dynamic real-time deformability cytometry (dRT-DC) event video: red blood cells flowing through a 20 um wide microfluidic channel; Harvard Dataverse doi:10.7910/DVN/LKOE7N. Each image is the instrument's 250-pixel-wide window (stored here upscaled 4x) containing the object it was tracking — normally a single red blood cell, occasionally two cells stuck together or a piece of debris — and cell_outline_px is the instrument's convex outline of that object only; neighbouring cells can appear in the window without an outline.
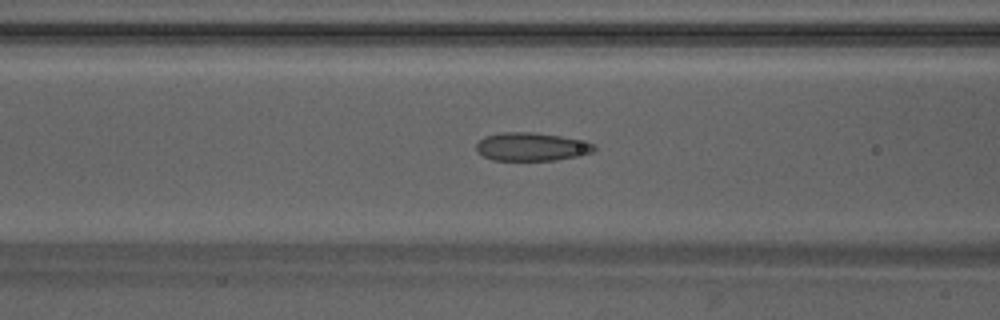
{"species": "Egyptian fruit bat (a non-hibernating species)", "species_latin": "Rousettus aegyptiacus", "temperature_condition": "warm", "stored_images_in_passage": 47, "camera_frame_rate_fps": 3000, "um_per_image_px": 0.085, "animal": {"sex": "male"}, "frame": {"image": 1, "passage_image": 20, "time_ms": 6.333, "image_size_px": [1000, 320], "cell_outline_px": [[596, 148], [592, 152], [576, 156], [556, 160], [492, 160], [476, 152], [476, 144], [484, 136], [500, 132], [532, 132], [560, 136], [592, 144]], "centroid_in_image_um": [45.09, 12.47], "position_along_channel_um": 121.5, "area_um2": 19.19}}
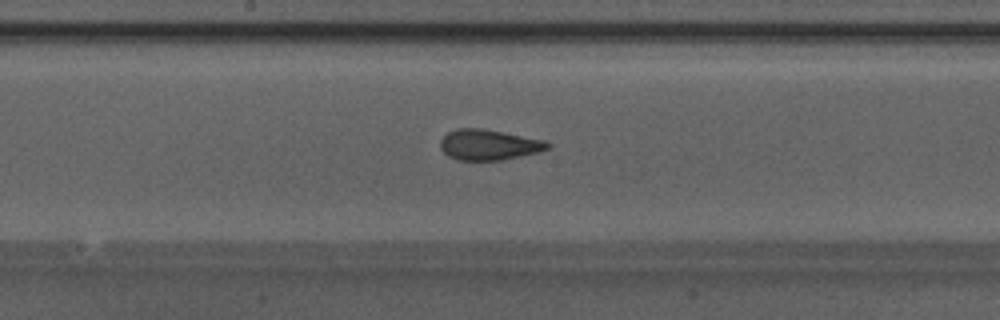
{"frame": {"image": 2, "passage_image": 26, "time_ms": 8.333, "image_size_px": [1000, 320], "cell_outline_px": [[552, 144], [548, 148], [540, 152], [500, 160], [456, 160], [448, 156], [440, 148], [440, 140], [448, 132], [456, 128], [484, 128], [544, 140]], "centroid_in_image_um": [41.53, 12.3], "position_along_channel_um": 206.7, "area_um2": 19.19}}
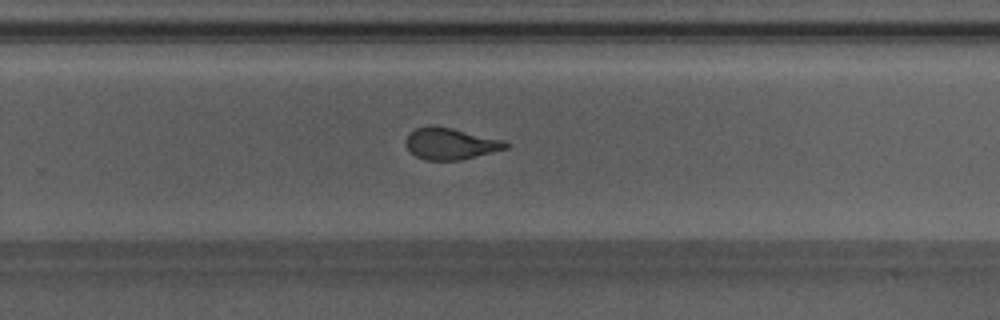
{"frame": {"image": 3, "passage_image": 32, "time_ms": 10.333, "image_size_px": [1000, 320], "cell_outline_px": [[508, 148], [460, 160], [424, 160], [416, 156], [404, 144], [404, 140], [408, 132], [416, 128], [428, 124], [432, 124], [452, 128], [504, 140], [508, 144]], "centroid_in_image_um": [38.23, 12.19], "position_along_channel_um": 291.6, "area_um2": 18.55}, "authors_computed_cell_mechanics": {"area_um2": 19.1896, "velocity_mm_per_s": 4.2642, "shape_relaxation_time_tau1_ms": 4.4528, "shape_relaxation_time_tau2_ms": 1.0987, "deformation_change_tau1": 0.181, "deformation_change_tau2": 0.1018}}